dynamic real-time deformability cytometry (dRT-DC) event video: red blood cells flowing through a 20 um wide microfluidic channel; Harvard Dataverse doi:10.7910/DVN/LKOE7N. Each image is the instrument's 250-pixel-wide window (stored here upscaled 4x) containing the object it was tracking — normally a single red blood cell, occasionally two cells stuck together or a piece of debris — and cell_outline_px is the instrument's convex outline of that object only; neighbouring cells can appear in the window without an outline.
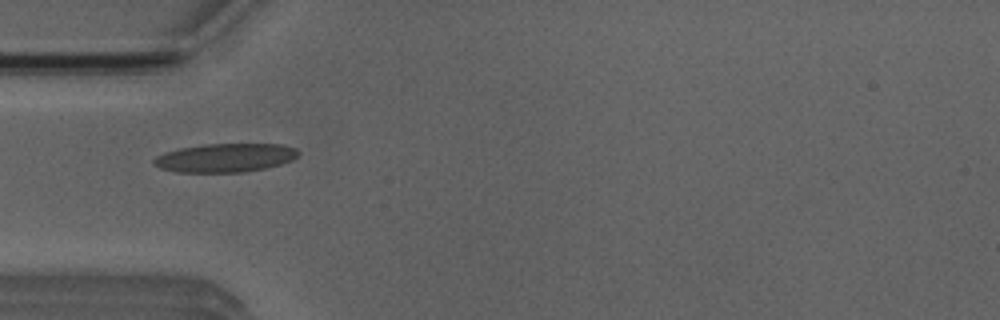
{"species": "Egyptian fruit bat (a non-hibernating species)", "species_latin": "Rousettus aegyptiacus", "temperature_condition": "room temperature", "stored_images_in_passage": 31, "camera_frame_rate_fps": 3000, "um_per_image_px": 0.085, "animal": {"sex": "male"}, "frame": {"image": 1, "passage_image": 2, "time_ms": 0.333, "image_size_px": [1000, 320], "cell_outline_px": [[300, 152], [292, 160], [280, 164], [264, 168], [244, 172], [176, 172], [160, 168], [152, 164], [152, 160], [156, 156], [164, 152], [180, 148], [204, 144], [284, 144], [296, 148]], "centroid_in_image_um": [19.12, 13.41], "position_along_channel_um": 65.9, "area_um2": 24.22}}
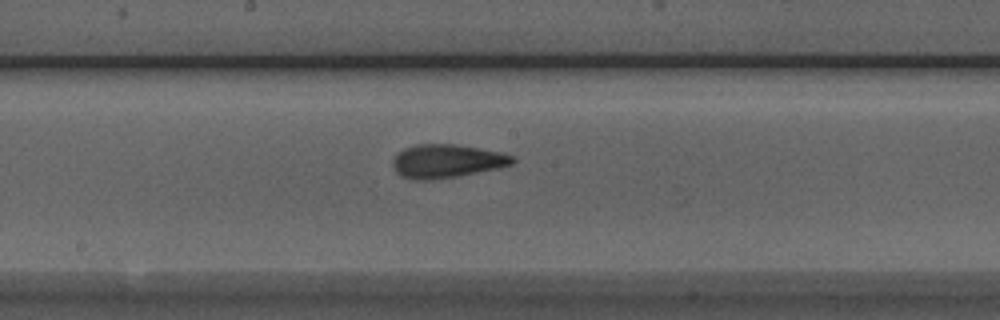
{"frame": {"image": 2, "passage_image": 13, "time_ms": 4.0, "image_size_px": [1000, 320], "cell_outline_px": [[516, 160], [512, 164], [500, 168], [456, 176], [428, 180], [416, 180], [400, 176], [396, 172], [392, 164], [392, 160], [404, 148], [416, 144], [456, 144], [500, 152], [516, 156]], "centroid_in_image_um": [37.99, 13.69], "position_along_channel_um": 210.2, "area_um2": 23.35}}
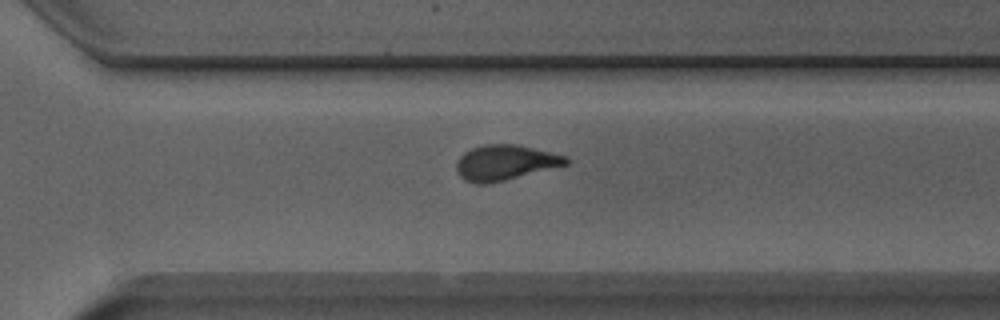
{"frame": {"image": 3, "passage_image": 22, "time_ms": 7.0, "image_size_px": [1000, 320], "cell_outline_px": [[568, 164], [488, 184], [476, 184], [464, 180], [460, 176], [456, 168], [456, 164], [460, 156], [464, 152], [472, 148], [484, 144], [516, 144], [568, 156]], "centroid_in_image_um": [42.91, 13.81], "position_along_channel_um": 327.7, "area_um2": 22.37}, "authors_computed_cell_mechanics": {"area_um2": 22.4264, "velocity_mm_per_s": 3.9271, "shape_relaxation_time_tau1_ms": 8.0421, "shape_relaxation_time_tau2_ms": 1.937, "deformation_change_tau1": 0.2412, "deformation_change_tau2": 0.0995}}